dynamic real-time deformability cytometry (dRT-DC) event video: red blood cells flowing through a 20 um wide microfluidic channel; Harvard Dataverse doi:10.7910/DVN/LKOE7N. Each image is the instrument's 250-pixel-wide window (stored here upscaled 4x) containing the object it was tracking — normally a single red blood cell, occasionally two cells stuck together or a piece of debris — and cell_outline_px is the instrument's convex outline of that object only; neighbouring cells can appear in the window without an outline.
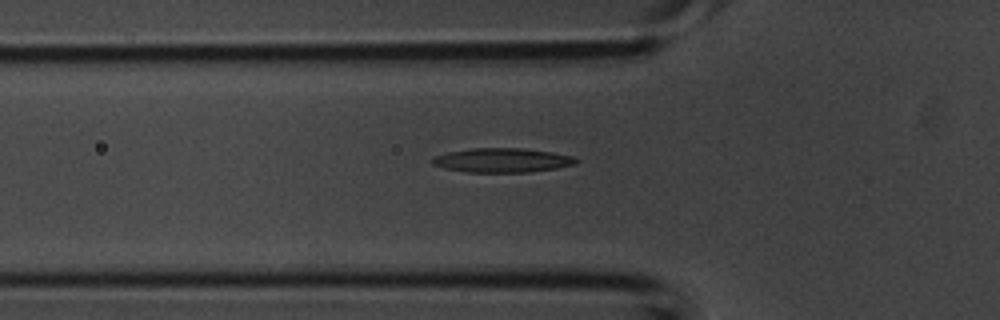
{"species": "common noctule bat (a hibernating species)", "species_latin": "Nyctalus noctula", "temperature_condition": "room temperature", "stored_images_in_passage": 33, "camera_frame_rate_fps": 3000, "um_per_image_px": 0.085, "animal": {"sex": "male", "body_mass_g": 20.1, "forearm_length_mm": 53.5}, "frame": {"image": 1, "passage_image": 8, "time_ms": 2.333, "image_size_px": [1000, 320], "cell_outline_px": [[580, 160], [576, 164], [556, 168], [528, 172], [468, 172], [444, 168], [432, 164], [428, 160], [432, 156], [448, 152], [472, 148], [524, 148], [552, 152], [572, 156]], "centroid_in_image_um": [42.65, 13.61], "position_along_channel_um": 83.1, "area_um2": 20.46}}
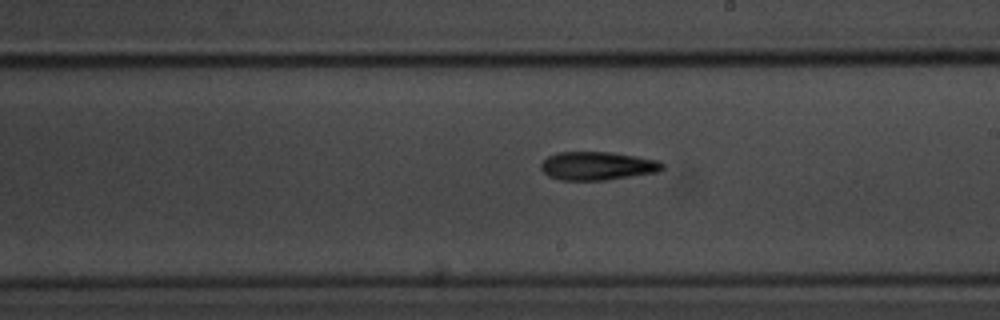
{"frame": {"image": 2, "passage_image": 18, "time_ms": 5.667, "image_size_px": [1000, 320], "cell_outline_px": [[664, 168], [660, 172], [604, 180], [560, 180], [548, 176], [540, 168], [540, 164], [548, 156], [560, 152], [612, 152], [636, 156], [656, 160], [664, 164]], "centroid_in_image_um": [50.78, 14.1], "position_along_channel_um": 238.2, "area_um2": 20.11}}
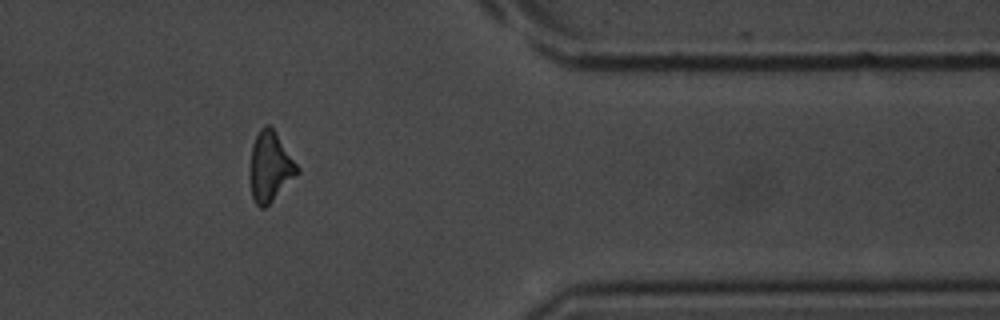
{"frame": {"image": 3, "passage_image": 29, "time_ms": 9.333, "image_size_px": [1000, 320], "cell_outline_px": [[300, 172], [264, 208], [260, 208], [256, 204], [252, 196], [248, 176], [248, 168], [252, 144], [260, 128], [264, 124], [268, 124], [276, 132], [300, 168]], "centroid_in_image_um": [22.93, 14.15], "position_along_channel_um": 388.5, "area_um2": 19.54}}